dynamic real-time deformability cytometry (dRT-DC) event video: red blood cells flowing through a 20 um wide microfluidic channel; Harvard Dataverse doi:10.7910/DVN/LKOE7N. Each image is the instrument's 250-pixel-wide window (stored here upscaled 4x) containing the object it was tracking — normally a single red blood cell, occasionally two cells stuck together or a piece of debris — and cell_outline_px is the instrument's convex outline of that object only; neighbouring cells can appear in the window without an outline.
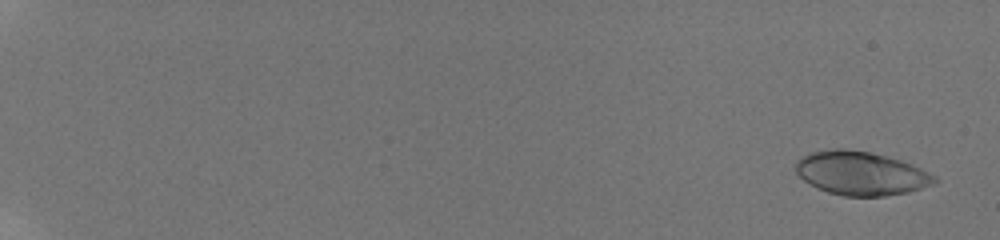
{"species": "human", "species_latin": "Homo sapiens", "temperature_condition": "room temperature", "stored_images_in_passage": 14, "camera_frame_rate_fps": 3000, "um_per_image_px": 0.085, "donor": {"sex": "male"}, "frame": {"image": 1, "passage_image": 3, "time_ms": 0.667, "image_size_px": [1000, 240], "cell_outline_px": [[940, 180], [932, 184], [908, 192], [884, 196], [844, 196], [828, 192], [816, 188], [804, 180], [792, 168], [796, 160], [800, 156], [812, 152], [836, 148], [848, 148], [868, 152], [900, 160], [912, 164], [936, 176]], "centroid_in_image_um": [73.13, 14.72], "position_along_channel_um": 11.9, "area_um2": 35.43}}